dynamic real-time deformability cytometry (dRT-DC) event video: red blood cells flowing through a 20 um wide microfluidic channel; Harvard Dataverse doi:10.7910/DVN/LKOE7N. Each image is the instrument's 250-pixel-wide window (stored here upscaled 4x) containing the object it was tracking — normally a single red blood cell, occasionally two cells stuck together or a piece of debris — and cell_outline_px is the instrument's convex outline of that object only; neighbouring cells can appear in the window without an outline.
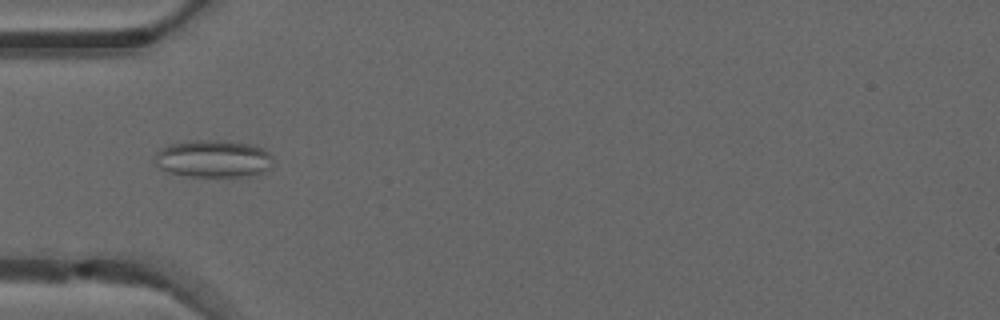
{"species": "common noctule bat (a hibernating species)", "species_latin": "Nyctalus noctula", "temperature_condition": "warm", "stored_images_in_passage": 42, "camera_frame_rate_fps": 3000, "um_per_image_px": 0.085, "animal": {"sex": "male", "forearm_length_mm": 52.5}, "frame": {"image": 1, "passage_image": 9, "time_ms": 2.667, "image_size_px": [1000, 320], "cell_outline_px": [[272, 160], [268, 168], [252, 176], [188, 176], [168, 172], [160, 168], [156, 164], [156, 152], [160, 148], [168, 144], [196, 140], [216, 140], [248, 144], [260, 148], [268, 152], [272, 156]], "centroid_in_image_um": [18.08, 13.49], "position_along_channel_um": 66.9, "area_um2": 25.43}}
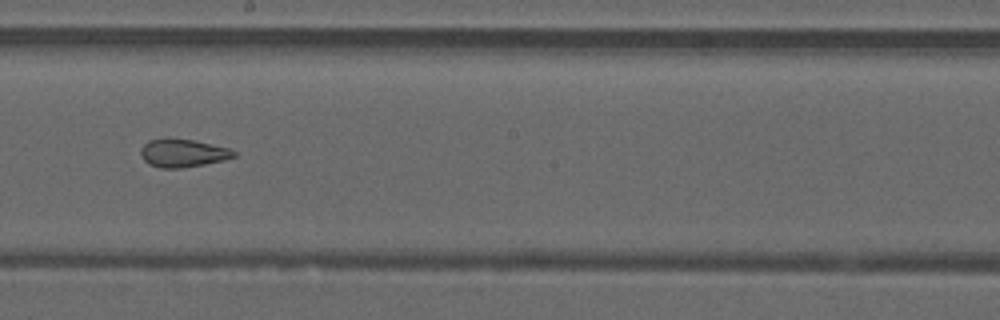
{"frame": {"image": 2, "passage_image": 21, "time_ms": 6.667, "image_size_px": [1000, 320], "cell_outline_px": [[236, 156], [224, 160], [204, 164], [180, 168], [160, 168], [148, 164], [144, 160], [140, 152], [144, 144], [148, 140], [164, 136], [192, 140], [228, 148], [236, 152]], "centroid_in_image_um": [15.5, 12.99], "position_along_channel_um": 232.7, "area_um2": 15.37}}
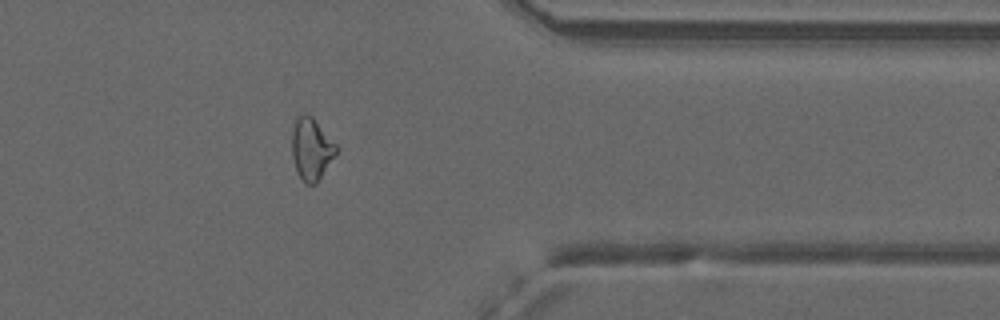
{"frame": {"image": 3, "passage_image": 33, "time_ms": 10.667, "image_size_px": [1000, 320], "cell_outline_px": [[340, 148], [316, 184], [304, 184], [296, 168], [292, 156], [292, 128], [296, 116], [304, 112], [308, 112], [312, 116]], "centroid_in_image_um": [26.47, 12.61], "position_along_channel_um": 384.9, "area_um2": 16.24}, "authors_computed_cell_mechanics": {"area_um2": 16.9354, "velocity_mm_per_s": 4.1474, "shape_relaxation_time_tau1_ms": null, "shape_relaxation_time_tau2_ms": 1.6451, "deformation_change_tau1": null, "deformation_change_tau2": 0.0926}}